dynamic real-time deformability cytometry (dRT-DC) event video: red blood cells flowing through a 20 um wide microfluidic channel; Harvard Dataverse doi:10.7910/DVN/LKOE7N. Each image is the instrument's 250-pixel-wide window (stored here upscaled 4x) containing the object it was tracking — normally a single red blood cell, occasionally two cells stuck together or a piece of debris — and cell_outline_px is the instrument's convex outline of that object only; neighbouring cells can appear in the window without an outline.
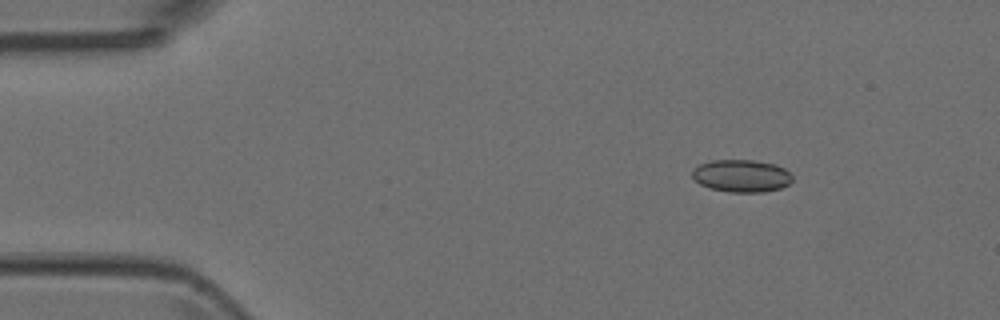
{"species": "Egyptian fruit bat (a non-hibernating species)", "species_latin": "Rousettus aegyptiacus", "temperature_condition": "room temperature", "stored_images_in_passage": 6, "camera_frame_rate_fps": 3000, "um_per_image_px": 0.085, "animal": {"sex": "female"}, "frame": {"image": 1, "passage_image": 3, "time_ms": 0.667, "image_size_px": [1000, 320], "cell_outline_px": [[792, 180], [788, 184], [780, 188], [764, 192], [728, 192], [708, 188], [700, 184], [692, 176], [692, 168], [700, 164], [712, 160], [752, 160], [776, 164], [784, 168], [792, 176]], "centroid_in_image_um": [63.0, 14.95], "position_along_channel_um": 22.0, "area_um2": 19.02}}
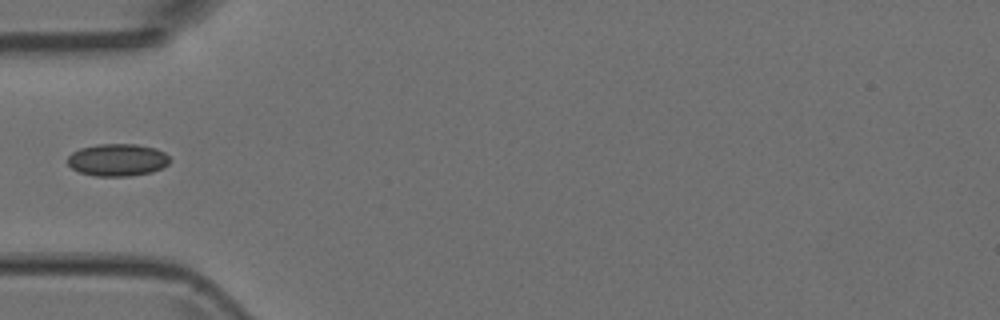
{"frame": {"image": 2, "passage_image": 6, "time_ms": 1.667, "image_size_px": [1000, 320], "cell_outline_px": [[172, 160], [168, 164], [152, 172], [128, 176], [96, 176], [80, 172], [72, 168], [68, 164], [68, 156], [72, 152], [80, 148], [100, 144], [136, 144], [156, 148], [164, 152]], "centroid_in_image_um": [10.0, 13.59], "position_along_channel_um": 75.0, "area_um2": 19.25}}